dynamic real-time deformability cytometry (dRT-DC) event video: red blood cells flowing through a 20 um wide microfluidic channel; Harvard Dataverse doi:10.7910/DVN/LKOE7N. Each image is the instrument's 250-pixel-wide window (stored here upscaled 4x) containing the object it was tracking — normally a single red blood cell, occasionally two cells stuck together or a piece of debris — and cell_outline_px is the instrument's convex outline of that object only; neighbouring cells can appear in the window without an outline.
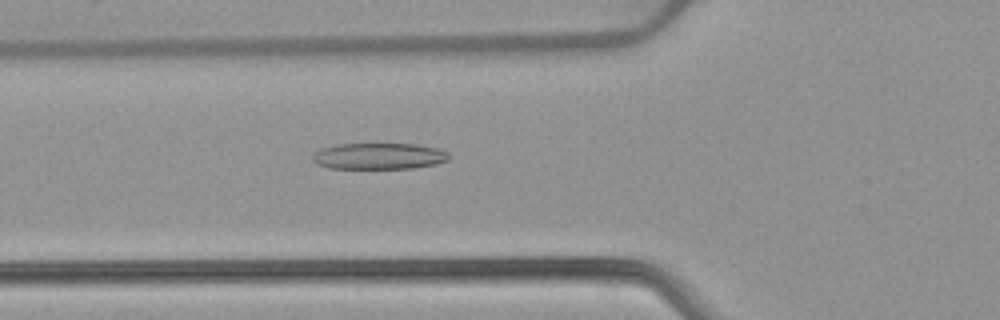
{"species": "common noctule bat (a hibernating species)", "species_latin": "Nyctalus noctula", "temperature_condition": "warm", "stored_images_in_passage": 41, "camera_frame_rate_fps": 3000, "um_per_image_px": 0.085, "animal": {"sex": "female", "body_mass_g": 22.7, "forearm_length_mm": 54.2}, "frame": {"image": 1, "passage_image": 8, "time_ms": 2.333, "image_size_px": [1000, 320], "cell_outline_px": [[448, 160], [436, 164], [412, 168], [328, 168], [316, 164], [312, 160], [312, 156], [316, 152], [324, 148], [336, 144], [416, 144], [436, 148], [448, 152]], "centroid_in_image_um": [32.2, 13.27], "position_along_channel_um": 93.6, "area_um2": 20.75}}
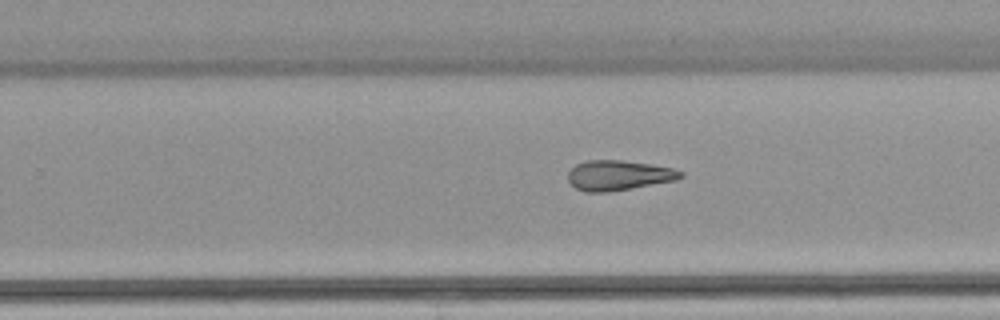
{"frame": {"image": 2, "passage_image": 22, "time_ms": 7.0, "image_size_px": [1000, 320], "cell_outline_px": [[684, 176], [676, 180], [608, 192], [584, 192], [576, 188], [568, 180], [568, 172], [576, 164], [588, 160], [620, 160], [652, 164], [672, 168], [684, 172]], "centroid_in_image_um": [52.58, 14.9], "position_along_channel_um": 277.2, "area_um2": 19.65}}
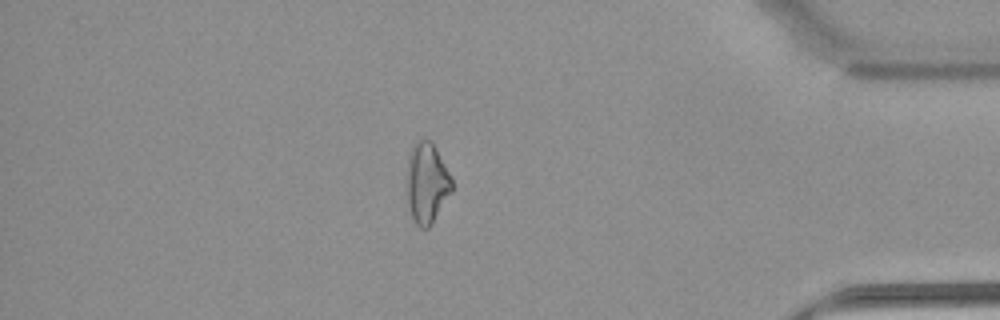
{"frame": {"image": 3, "passage_image": 34, "time_ms": 11.0, "image_size_px": [1000, 320], "cell_outline_px": [[452, 192], [432, 224], [428, 228], [420, 228], [416, 224], [412, 216], [408, 204], [404, 188], [404, 180], [408, 156], [416, 140], [420, 136], [432, 140], [452, 176]], "centroid_in_image_um": [36.25, 15.5], "position_along_channel_um": 399.0, "area_um2": 22.2}}